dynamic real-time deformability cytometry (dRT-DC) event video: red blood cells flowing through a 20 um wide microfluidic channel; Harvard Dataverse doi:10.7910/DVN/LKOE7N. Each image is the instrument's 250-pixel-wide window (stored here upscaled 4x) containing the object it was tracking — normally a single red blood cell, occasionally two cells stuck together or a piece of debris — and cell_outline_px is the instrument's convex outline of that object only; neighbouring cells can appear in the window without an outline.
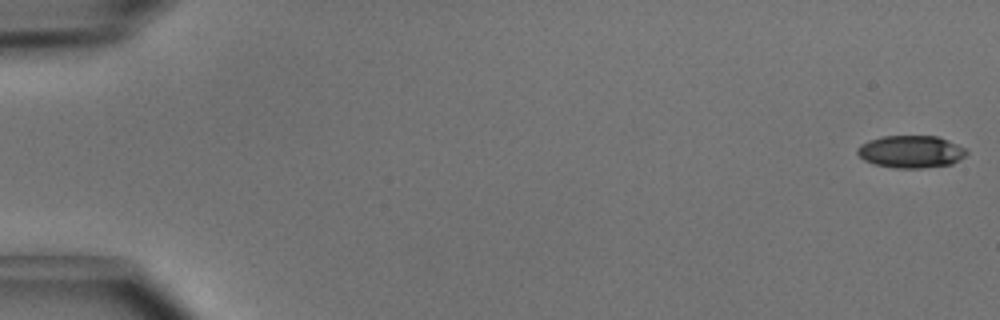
{"species": "common noctule bat (a hibernating species)", "species_latin": "Nyctalus noctula", "temperature_condition": "cold", "stored_images_in_passage": 16, "camera_frame_rate_fps": 3000, "um_per_image_px": 0.085, "animal": {"sex": "male", "body_mass_g": 15.6}, "frame": {"image": 1, "passage_image": 1, "time_ms": 0.0, "image_size_px": [1000, 320], "cell_outline_px": [[968, 152], [960, 160], [952, 164], [924, 168], [892, 168], [876, 164], [864, 160], [856, 152], [856, 148], [860, 144], [868, 140], [884, 136], [936, 136], [948, 140], [964, 148]], "centroid_in_image_um": [77.41, 12.89], "position_along_channel_um": 7.6, "area_um2": 20.63}}
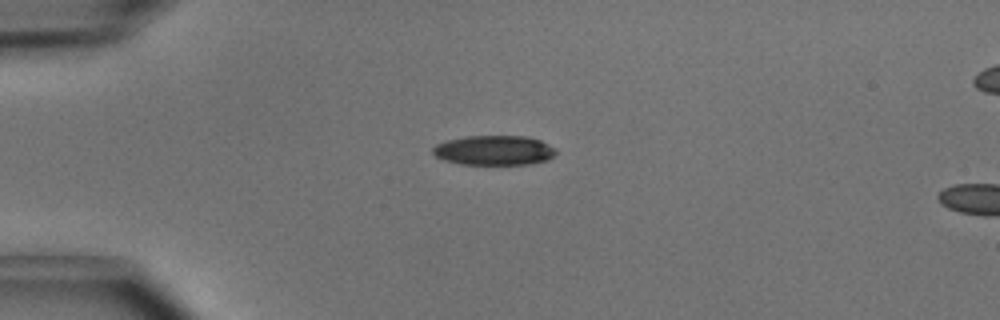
{"frame": {"image": 2, "passage_image": 13, "time_ms": 4.0, "image_size_px": [1000, 320], "cell_outline_px": [[556, 152], [548, 160], [528, 164], [460, 164], [444, 160], [436, 156], [432, 152], [432, 148], [436, 144], [448, 140], [464, 136], [528, 136], [540, 140], [556, 148]], "centroid_in_image_um": [42.0, 12.77], "position_along_channel_um": 43.0, "area_um2": 21.33}}